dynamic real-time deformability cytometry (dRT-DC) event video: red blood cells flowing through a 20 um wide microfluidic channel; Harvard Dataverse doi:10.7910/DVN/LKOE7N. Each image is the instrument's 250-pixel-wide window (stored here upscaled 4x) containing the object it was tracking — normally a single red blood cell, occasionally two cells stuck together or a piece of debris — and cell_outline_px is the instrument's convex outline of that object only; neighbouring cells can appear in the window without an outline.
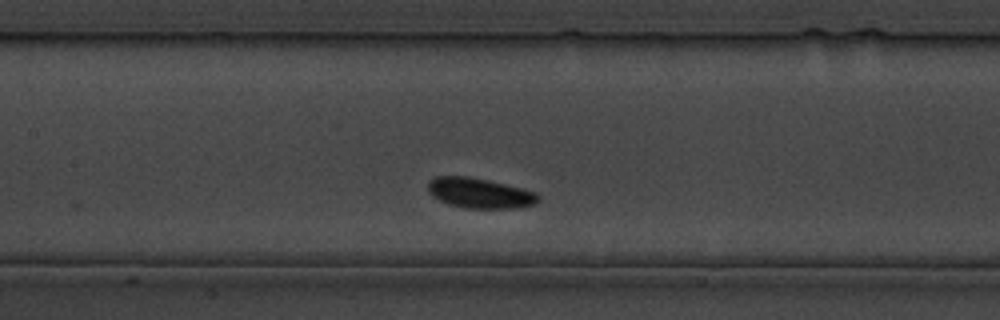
{"species": "common noctule bat (a hibernating species)", "species_latin": "Nyctalus noctula", "temperature_condition": "cold", "stored_images_in_passage": 11, "camera_frame_rate_fps": 3000, "um_per_image_px": 0.085, "animal": {"sex": "male", "body_mass_g": 19.5, "forearm_length_mm": 54.6}, "frame": {"image": 1, "passage_image": 10, "time_ms": 10.333, "image_size_px": [1000, 320], "cell_outline_px": [[540, 196], [532, 204], [516, 208], [464, 208], [440, 200], [432, 196], [428, 192], [428, 184], [436, 176], [468, 176], [488, 180], [536, 192]], "centroid_in_image_um": [40.75, 16.41], "position_along_channel_um": 166.7, "area_um2": 19.02}}